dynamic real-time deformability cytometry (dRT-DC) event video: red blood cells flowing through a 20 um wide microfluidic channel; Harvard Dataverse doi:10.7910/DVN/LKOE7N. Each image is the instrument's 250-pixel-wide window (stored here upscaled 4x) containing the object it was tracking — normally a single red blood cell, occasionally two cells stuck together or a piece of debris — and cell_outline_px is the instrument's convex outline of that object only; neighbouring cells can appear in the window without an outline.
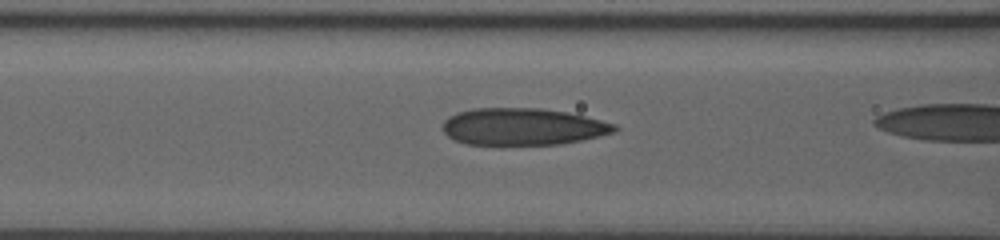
{"species": "human", "species_latin": "Homo sapiens", "temperature_condition": "room temperature", "stored_images_in_passage": 38, "camera_frame_rate_fps": 3000, "um_per_image_px": 0.085, "donor": {"sex": "male"}, "frame": {"image": 1, "passage_image": 17, "time_ms": 5.333, "image_size_px": [1000, 240], "cell_outline_px": [[620, 128], [616, 132], [600, 136], [560, 144], [500, 148], [468, 144], [456, 140], [448, 136], [440, 128], [444, 120], [448, 116], [456, 112], [476, 108], [540, 108], [568, 112], [616, 124]], "centroid_in_image_um": [44.39, 10.81], "position_along_channel_um": 122.2, "area_um2": 38.44}}
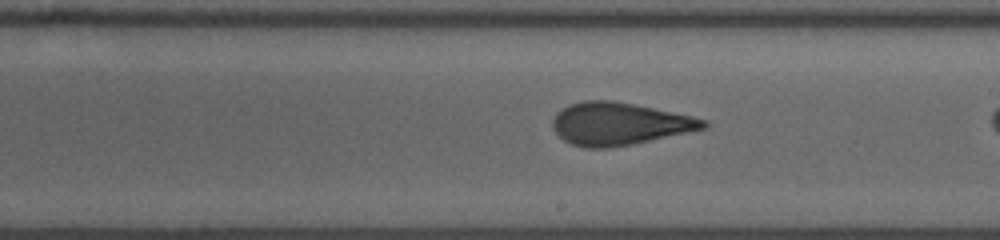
{"frame": {"image": 2, "passage_image": 26, "time_ms": 8.333, "image_size_px": [1000, 240], "cell_outline_px": [[708, 124], [704, 128], [632, 144], [608, 148], [584, 148], [572, 144], [564, 140], [552, 128], [552, 120], [556, 112], [568, 104], [584, 100], [612, 100], [692, 116], [708, 120]], "centroid_in_image_um": [52.57, 10.52], "position_along_channel_um": 236.4, "area_um2": 37.05}}
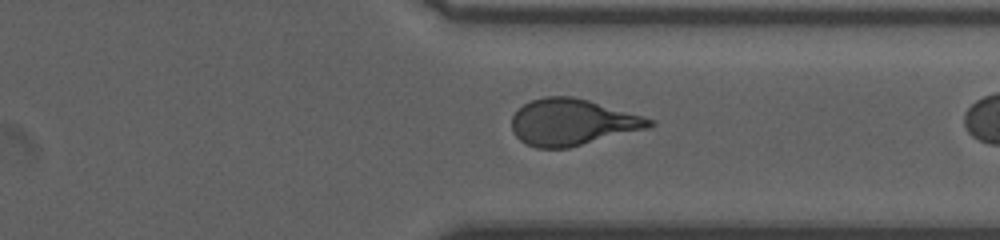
{"frame": {"image": 3, "passage_image": 36, "time_ms": 11.667, "image_size_px": [1000, 240], "cell_outline_px": [[656, 124], [648, 128], [568, 148], [536, 148], [520, 140], [512, 132], [512, 116], [524, 104], [532, 100], [544, 96], [572, 96], [588, 100], [656, 120]], "centroid_in_image_um": [48.64, 10.39], "position_along_channel_um": 362.8, "area_um2": 37.05}}